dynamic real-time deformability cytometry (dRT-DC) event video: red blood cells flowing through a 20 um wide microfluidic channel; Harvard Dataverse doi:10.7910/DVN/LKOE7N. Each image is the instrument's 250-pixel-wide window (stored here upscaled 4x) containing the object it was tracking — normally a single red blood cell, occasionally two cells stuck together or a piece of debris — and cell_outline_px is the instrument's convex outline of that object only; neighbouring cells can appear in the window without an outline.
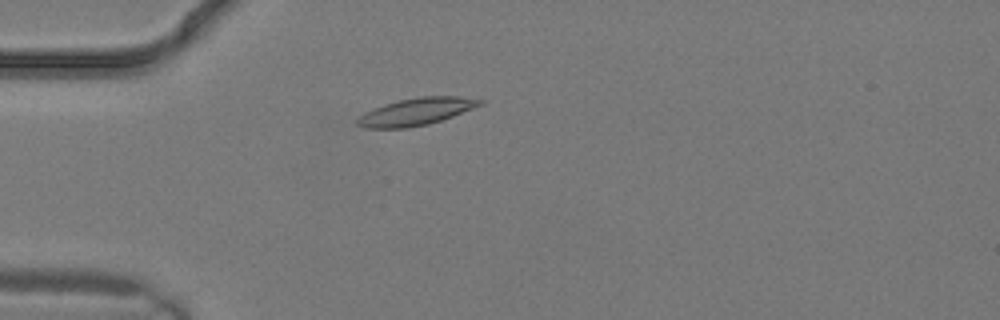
{"species": "common noctule bat (a hibernating species)", "species_latin": "Nyctalus noctula", "temperature_condition": "warm", "stored_images_in_passage": 4, "camera_frame_rate_fps": 3000, "um_per_image_px": 0.085, "animal": {"sex": "male", "body_mass_g": 19.2, "forearm_length_mm": 51.8}, "frame": {"image": 1, "passage_image": 4, "time_ms": 1.0, "image_size_px": [1000, 320], "cell_outline_px": [[488, 100], [484, 104], [452, 116], [428, 124], [408, 128], [364, 128], [356, 124], [356, 120], [364, 112], [384, 104], [400, 100], [420, 96], [460, 96]], "centroid_in_image_um": [35.4, 9.48], "position_along_channel_um": 49.6, "area_um2": 19.54}}